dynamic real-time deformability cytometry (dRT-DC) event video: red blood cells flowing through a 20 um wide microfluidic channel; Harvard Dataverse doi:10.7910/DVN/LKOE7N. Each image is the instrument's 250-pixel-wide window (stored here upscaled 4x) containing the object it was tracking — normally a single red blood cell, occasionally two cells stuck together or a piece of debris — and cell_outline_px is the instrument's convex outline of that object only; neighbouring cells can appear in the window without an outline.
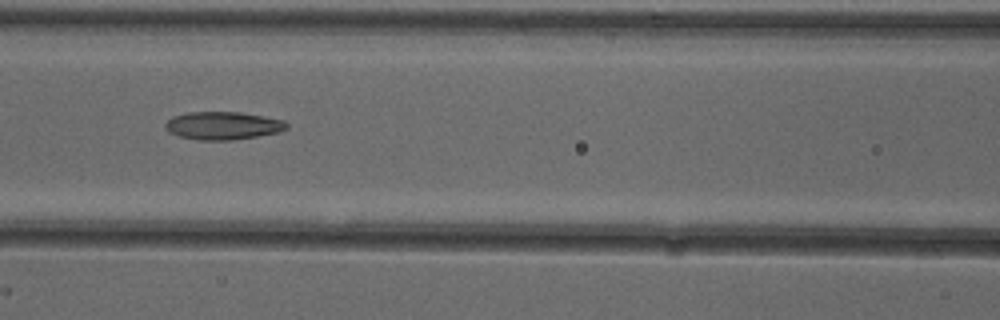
{"species": "common noctule bat (a hibernating species)", "species_latin": "Nyctalus noctula", "temperature_condition": "cold", "stored_images_in_passage": 9, "camera_frame_rate_fps": 3000, "um_per_image_px": 0.085, "animal": {"sex": "female"}, "frame": {"image": 1, "passage_image": 7, "time_ms": 2.0, "image_size_px": [1000, 320], "cell_outline_px": [[288, 128], [280, 132], [232, 140], [196, 140], [180, 136], [168, 132], [164, 128], [164, 124], [172, 116], [188, 112], [240, 112], [284, 120], [288, 124]], "centroid_in_image_um": [18.93, 10.68], "position_along_channel_um": 147.7, "area_um2": 19.83}}
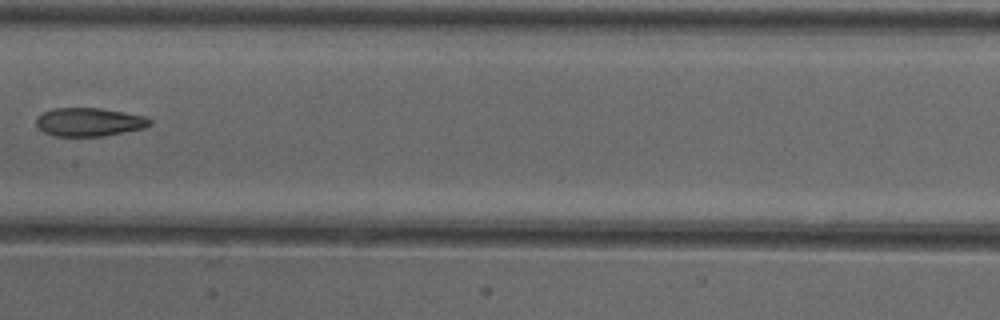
{"frame": {"image": 2, "passage_image": 8, "time_ms": 2.333, "image_size_px": [1000, 320], "cell_outline_px": [[152, 124], [144, 128], [104, 136], [52, 136], [44, 132], [36, 124], [36, 116], [52, 108], [100, 108], [144, 116], [152, 120]], "centroid_in_image_um": [7.56, 10.37], "position_along_channel_um": 199.8, "area_um2": 18.84}}
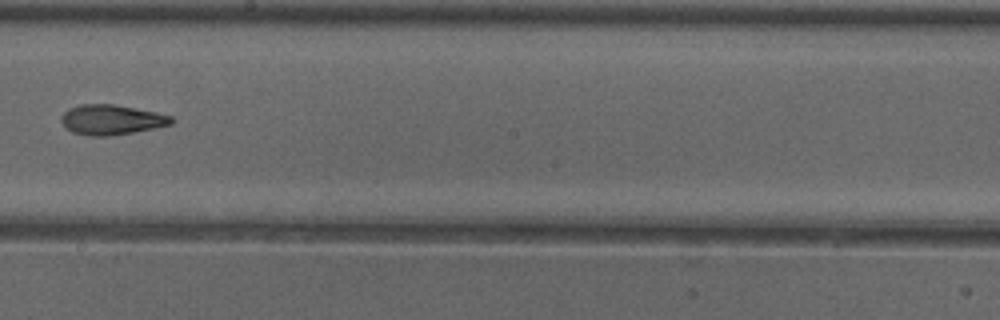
{"frame": {"image": 3, "passage_image": 9, "time_ms": 2.667, "image_size_px": [1000, 320], "cell_outline_px": [[176, 120], [172, 124], [112, 136], [88, 136], [72, 132], [60, 120], [60, 116], [68, 108], [80, 104], [116, 104], [156, 112], [172, 116]], "centroid_in_image_um": [9.47, 10.17], "position_along_channel_um": 238.7, "area_um2": 19.36}}